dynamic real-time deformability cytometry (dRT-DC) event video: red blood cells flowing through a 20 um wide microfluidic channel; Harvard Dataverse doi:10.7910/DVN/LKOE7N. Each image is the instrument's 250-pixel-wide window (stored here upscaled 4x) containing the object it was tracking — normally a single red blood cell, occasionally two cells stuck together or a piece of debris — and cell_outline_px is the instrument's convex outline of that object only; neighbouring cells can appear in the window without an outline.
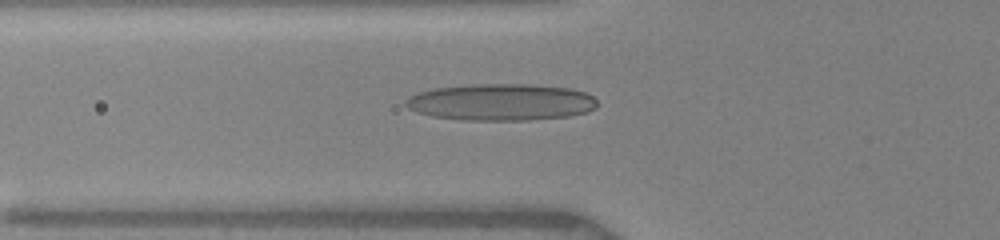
{"species": "human", "species_latin": "Homo sapiens", "temperature_condition": "warm", "stored_images_in_passage": 8, "camera_frame_rate_fps": 3000, "um_per_image_px": 0.085, "donor": {"sex": "female"}, "frame": {"image": 1, "passage_image": 4, "time_ms": 0.667, "image_size_px": [1000, 240], "cell_outline_px": [[596, 108], [588, 112], [568, 116], [528, 120], [460, 120], [432, 116], [416, 112], [408, 108], [404, 104], [404, 100], [408, 96], [432, 88], [480, 84], [524, 84], [568, 88], [584, 92], [592, 96], [596, 100]], "centroid_in_image_um": [42.55, 8.69], "position_along_channel_um": 83.2, "area_um2": 41.04}}